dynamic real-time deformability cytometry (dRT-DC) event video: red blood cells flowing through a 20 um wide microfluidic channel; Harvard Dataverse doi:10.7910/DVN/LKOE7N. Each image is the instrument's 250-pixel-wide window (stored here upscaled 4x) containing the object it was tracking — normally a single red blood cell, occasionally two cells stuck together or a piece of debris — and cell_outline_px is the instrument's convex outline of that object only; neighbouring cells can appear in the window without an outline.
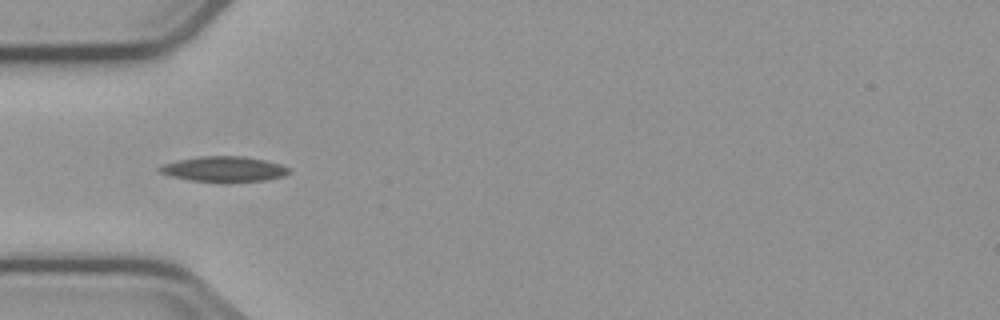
{"species": "common noctule bat (a hibernating species)", "species_latin": "Nyctalus noctula", "temperature_condition": "cold", "stored_images_in_passage": 5, "camera_frame_rate_fps": 3000, "um_per_image_px": 0.085, "animal": {"sex": "male", "body_mass_g": 23.1, "forearm_length_mm": 52.7}, "frame": {"image": 1, "passage_image": 4, "time_ms": 3.333, "image_size_px": [1000, 320], "cell_outline_px": [[292, 172], [284, 176], [264, 180], [224, 184], [192, 180], [172, 176], [160, 172], [156, 168], [160, 164], [176, 160], [200, 156], [244, 156], [264, 160], [280, 164], [292, 168]], "centroid_in_image_um": [19.05, 14.39], "position_along_channel_um": 65.9, "area_um2": 19.71}}
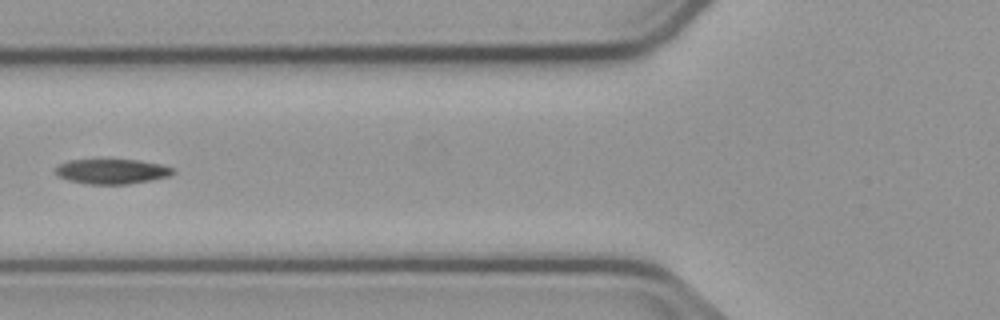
{"frame": {"image": 2, "passage_image": 5, "time_ms": 4.667, "image_size_px": [1000, 320], "cell_outline_px": [[176, 172], [168, 176], [152, 180], [128, 184], [88, 184], [68, 180], [60, 176], [56, 172], [56, 168], [60, 164], [68, 160], [140, 160], [160, 164], [176, 168]], "centroid_in_image_um": [9.57, 14.57], "position_along_channel_um": 116.2, "area_um2": 16.99}}